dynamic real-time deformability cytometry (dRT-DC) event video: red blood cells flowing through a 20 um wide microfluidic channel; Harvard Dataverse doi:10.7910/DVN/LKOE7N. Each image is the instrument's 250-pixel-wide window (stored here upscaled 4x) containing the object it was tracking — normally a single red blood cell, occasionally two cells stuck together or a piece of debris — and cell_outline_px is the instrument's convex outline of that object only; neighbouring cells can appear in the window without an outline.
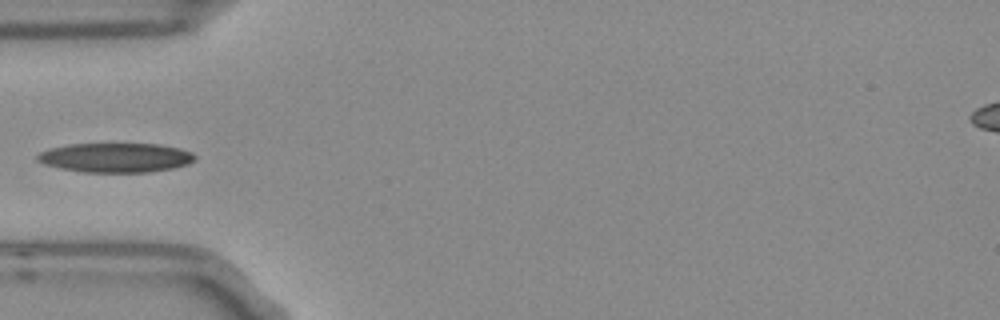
{"species": "Egyptian fruit bat (a non-hibernating species)", "species_latin": "Rousettus aegyptiacus", "temperature_condition": "room temperature", "stored_images_in_passage": 3, "camera_frame_rate_fps": 3000, "um_per_image_px": 0.085, "frame": {"image": 1, "passage_image": 2, "time_ms": 0.333, "image_size_px": [1000, 320], "cell_outline_px": [[196, 160], [188, 164], [172, 168], [148, 172], [84, 172], [60, 168], [44, 164], [36, 160], [36, 156], [40, 152], [48, 148], [68, 144], [160, 144], [180, 148], [192, 152], [196, 156]], "centroid_in_image_um": [9.83, 13.39], "position_along_channel_um": 75.2, "area_um2": 27.11}}
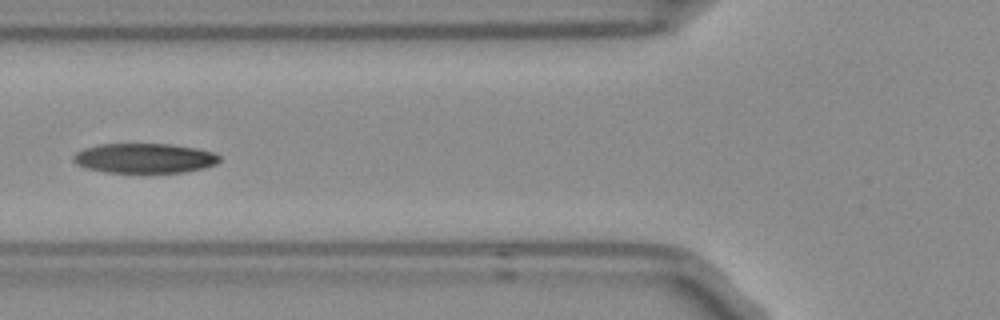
{"frame": {"image": 2, "passage_image": 3, "time_ms": 0.667, "image_size_px": [1000, 320], "cell_outline_px": [[220, 160], [216, 164], [204, 168], [184, 172], [104, 172], [88, 168], [76, 164], [72, 160], [72, 156], [76, 152], [84, 148], [100, 144], [168, 144], [196, 148], [216, 152], [220, 156]], "centroid_in_image_um": [12.29, 13.44], "position_along_channel_um": 113.5, "area_um2": 25.37}}